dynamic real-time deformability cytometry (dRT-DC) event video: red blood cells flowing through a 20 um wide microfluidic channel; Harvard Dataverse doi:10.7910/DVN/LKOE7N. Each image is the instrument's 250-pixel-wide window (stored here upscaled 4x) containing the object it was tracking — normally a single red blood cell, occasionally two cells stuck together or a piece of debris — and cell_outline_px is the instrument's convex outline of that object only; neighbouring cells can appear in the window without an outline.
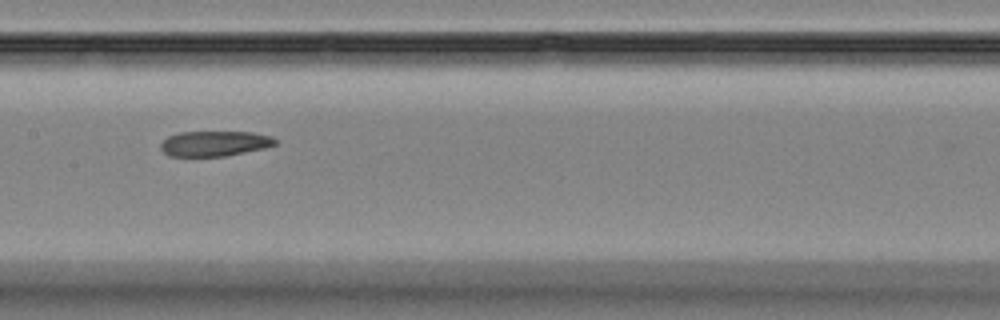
{"species": "Egyptian fruit bat (a non-hibernating species)", "species_latin": "Rousettus aegyptiacus", "temperature_condition": "room temperature", "stored_images_in_passage": 6, "camera_frame_rate_fps": 3000, "um_per_image_px": 0.085, "animal": {"sex": "female"}, "frame": {"image": 1, "passage_image": 5, "time_ms": 4.667, "image_size_px": [1000, 320], "cell_outline_px": [[276, 144], [264, 148], [224, 156], [168, 156], [160, 148], [160, 144], [168, 136], [180, 132], [252, 132], [272, 136], [276, 140]], "centroid_in_image_um": [18.22, 12.19], "position_along_channel_um": 189.2, "area_um2": 16.76}}
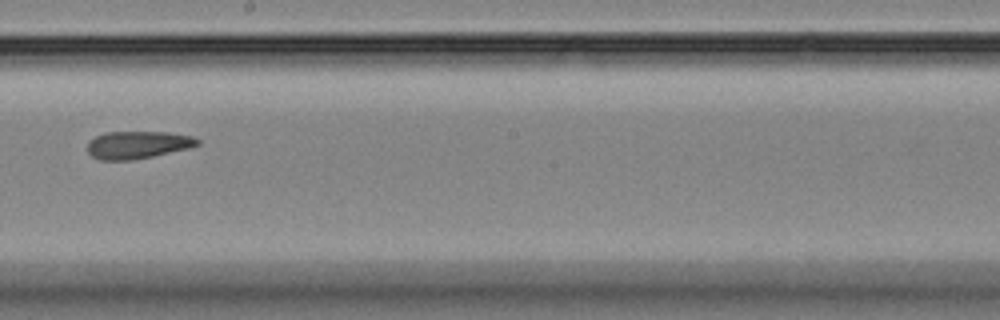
{"frame": {"image": 2, "passage_image": 6, "time_ms": 6.0, "image_size_px": [1000, 320], "cell_outline_px": [[200, 144], [192, 148], [132, 160], [100, 160], [92, 156], [88, 152], [88, 140], [104, 132], [168, 132], [192, 136], [200, 140]], "centroid_in_image_um": [11.72, 12.31], "position_along_channel_um": 236.5, "area_um2": 17.8}}